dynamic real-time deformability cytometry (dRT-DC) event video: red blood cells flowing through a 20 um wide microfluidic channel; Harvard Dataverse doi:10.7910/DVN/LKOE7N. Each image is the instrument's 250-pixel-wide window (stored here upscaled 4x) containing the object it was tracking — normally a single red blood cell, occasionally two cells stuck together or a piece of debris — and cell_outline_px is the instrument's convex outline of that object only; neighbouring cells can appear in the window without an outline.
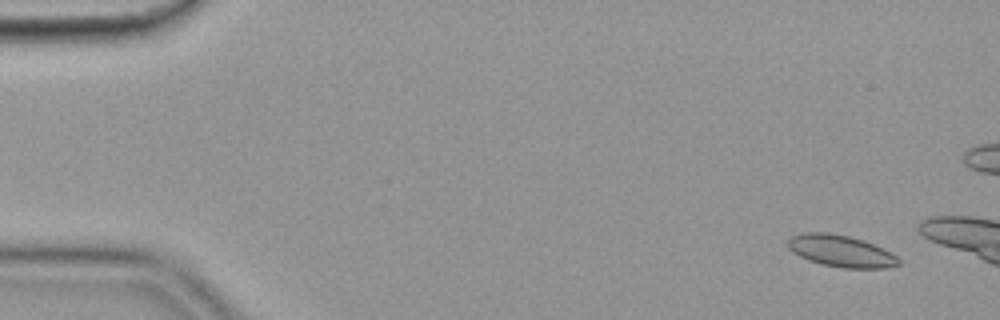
{"species": "common noctule bat (a hibernating species)", "species_latin": "Nyctalus noctula", "temperature_condition": "cold", "stored_images_in_passage": 11, "camera_frame_rate_fps": 3000, "um_per_image_px": 0.085, "animal": {"sex": "female", "body_mass_g": 19.9}, "frame": {"image": 1, "passage_image": 4, "time_ms": 1.0, "image_size_px": [1000, 320], "cell_outline_px": [[900, 264], [888, 268], [840, 268], [808, 260], [792, 252], [788, 248], [788, 240], [792, 236], [804, 232], [828, 232], [848, 236], [864, 240], [896, 256], [900, 260]], "centroid_in_image_um": [71.45, 21.34], "position_along_channel_um": 13.5, "area_um2": 20.35}}